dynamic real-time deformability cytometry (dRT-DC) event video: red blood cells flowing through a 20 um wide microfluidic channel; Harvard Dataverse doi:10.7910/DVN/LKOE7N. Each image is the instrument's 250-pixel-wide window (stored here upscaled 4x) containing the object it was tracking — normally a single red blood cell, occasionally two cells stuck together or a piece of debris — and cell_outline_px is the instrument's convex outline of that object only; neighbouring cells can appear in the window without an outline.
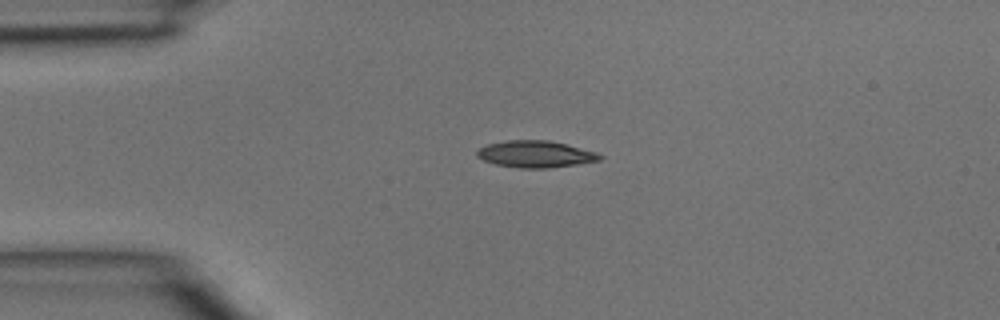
{"species": "common noctule bat (a hibernating species)", "species_latin": "Nyctalus noctula", "temperature_condition": "room temperature", "stored_images_in_passage": 3, "camera_frame_rate_fps": 3000, "um_per_image_px": 0.085, "animal": {"sex": "male", "body_mass_g": 15.6}, "frame": {"image": 1, "passage_image": 2, "time_ms": 0.333, "image_size_px": [1000, 320], "cell_outline_px": [[604, 156], [600, 160], [576, 164], [548, 168], [520, 168], [496, 164], [484, 160], [476, 156], [476, 152], [480, 148], [488, 144], [504, 140], [548, 140], [568, 144], [596, 152]], "centroid_in_image_um": [45.52, 13.09], "position_along_channel_um": 39.5, "area_um2": 19.13}}